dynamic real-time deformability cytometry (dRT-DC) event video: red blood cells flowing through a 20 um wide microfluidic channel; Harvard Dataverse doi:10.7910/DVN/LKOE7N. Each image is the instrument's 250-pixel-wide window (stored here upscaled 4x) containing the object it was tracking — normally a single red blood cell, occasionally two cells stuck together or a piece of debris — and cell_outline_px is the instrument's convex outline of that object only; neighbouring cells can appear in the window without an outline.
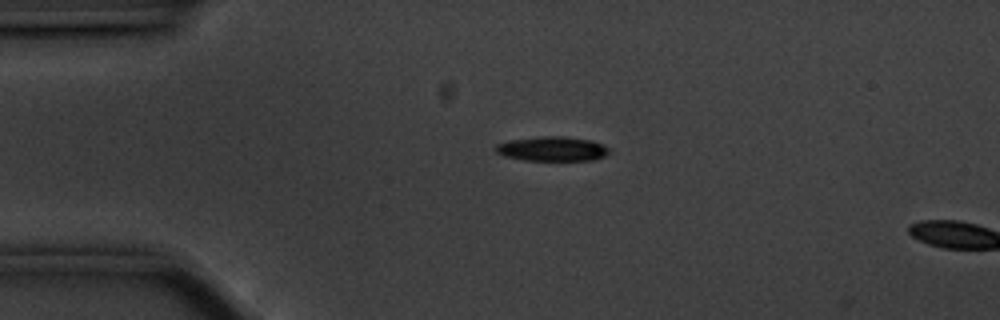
{"species": "common noctule bat (a hibernating species)", "species_latin": "Nyctalus noctula", "temperature_condition": "cold", "stored_images_in_passage": 13, "camera_frame_rate_fps": 3000, "um_per_image_px": 0.085, "animal": {"sex": "male", "body_mass_g": 20.1, "forearm_length_mm": 53.5}, "frame": {"image": 1, "passage_image": 12, "time_ms": 3.667, "image_size_px": [1000, 320], "cell_outline_px": [[612, 152], [596, 160], [524, 160], [504, 156], [496, 152], [492, 148], [496, 144], [512, 140], [544, 136], [564, 136], [592, 140], [608, 148]], "centroid_in_image_um": [46.94, 12.65], "position_along_channel_um": 38.1, "area_um2": 16.24}}